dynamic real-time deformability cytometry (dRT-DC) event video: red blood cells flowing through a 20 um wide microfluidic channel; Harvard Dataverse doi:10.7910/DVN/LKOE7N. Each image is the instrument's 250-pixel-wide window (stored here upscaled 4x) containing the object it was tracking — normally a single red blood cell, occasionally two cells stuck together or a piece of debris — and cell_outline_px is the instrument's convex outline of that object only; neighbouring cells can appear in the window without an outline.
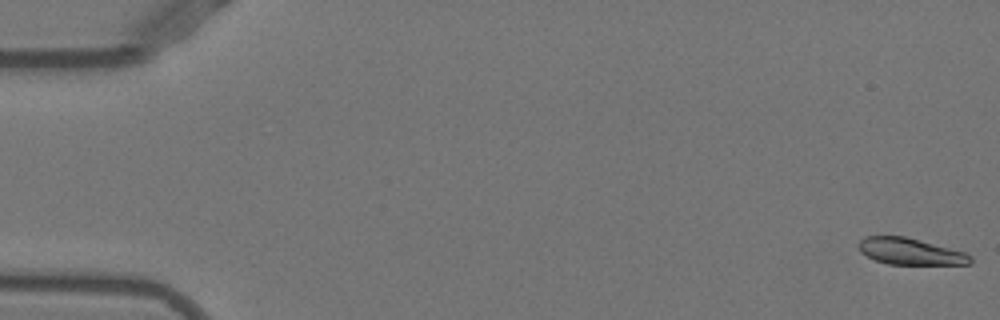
{"species": "Egyptian fruit bat (a non-hibernating species)", "species_latin": "Rousettus aegyptiacus", "temperature_condition": "warm", "stored_images_in_passage": 52, "camera_frame_rate_fps": 3000, "um_per_image_px": 0.085, "animal": {"sex": "female"}, "frame": {"image": 1, "passage_image": 1, "time_ms": 0.0, "image_size_px": [1000, 320], "cell_outline_px": [[972, 264], [888, 264], [876, 260], [860, 252], [856, 244], [864, 236], [904, 236], [920, 240], [964, 252], [972, 256]], "centroid_in_image_um": [77.34, 21.37], "position_along_channel_um": 7.7, "area_um2": 17.22}}
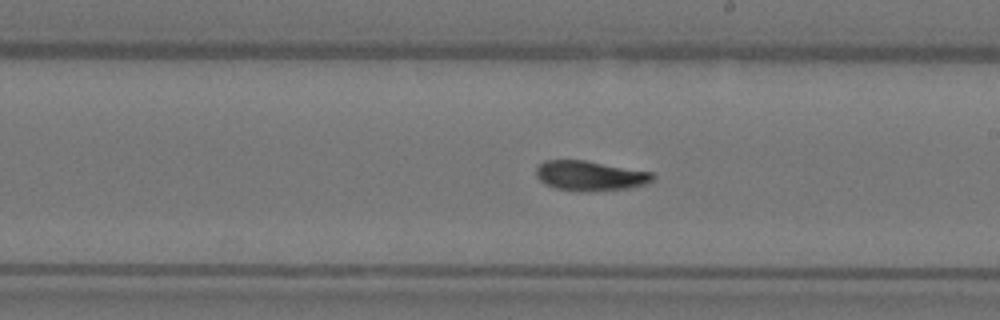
{"frame": {"image": 2, "passage_image": 30, "time_ms": 9.667, "image_size_px": [1000, 320], "cell_outline_px": [[656, 176], [652, 180], [644, 184], [632, 188], [580, 192], [556, 188], [544, 184], [536, 176], [536, 168], [544, 160], [584, 160], [652, 172]], "centroid_in_image_um": [50.14, 14.94], "position_along_channel_um": 238.9, "area_um2": 20.35}}
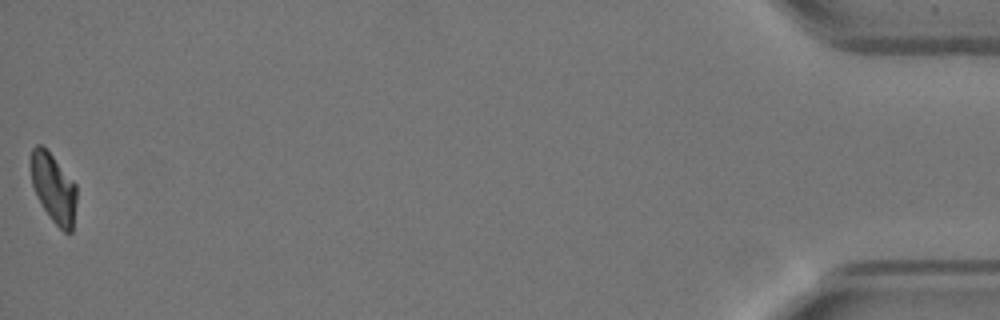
{"frame": {"image": 3, "passage_image": 52, "time_ms": 17.0, "image_size_px": [1000, 320], "cell_outline_px": [[76, 200], [72, 232], [64, 232], [52, 220], [36, 196], [32, 184], [32, 148], [36, 144], [40, 144], [52, 156], [76, 184]], "centroid_in_image_um": [4.57, 16.02], "position_along_channel_um": 430.6, "area_um2": 17.92}, "authors_computed_cell_mechanics": {"area_um2": 19.7387, "velocity_mm_per_s": 3.9251, "shape_relaxation_time_tau1_ms": 4.3462, "shape_relaxation_time_tau2_ms": 2.6227, "deformation_change_tau1": 0.1617, "deformation_change_tau2": 0.0731}}